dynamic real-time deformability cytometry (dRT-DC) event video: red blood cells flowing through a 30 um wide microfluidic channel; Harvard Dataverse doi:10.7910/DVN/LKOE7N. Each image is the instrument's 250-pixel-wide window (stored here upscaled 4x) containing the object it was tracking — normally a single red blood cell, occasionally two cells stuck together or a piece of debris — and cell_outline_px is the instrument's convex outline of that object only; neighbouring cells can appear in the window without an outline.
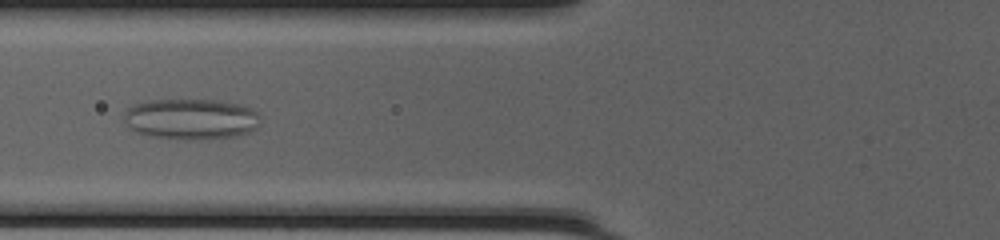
{"species": "common noctule bat (a hibernating species)", "species_latin": "Nyctalus noctula", "temperature_condition": "cold", "stored_images_in_passage": 43, "camera_frame_rate_fps": 3000, "um_per_image_px": 0.085, "animal": {"sex": "female", "body_mass_g": 20.0, "forearm_length_mm": 54.0}, "frame": {"image": 1, "passage_image": 12, "time_ms": 3.667, "image_size_px": [1000, 240], "cell_outline_px": [[256, 116], [252, 128], [244, 132], [232, 136], [188, 140], [184, 140], [148, 136], [132, 128], [124, 120], [124, 116], [128, 108], [144, 100], [216, 100], [244, 104], [256, 112]], "centroid_in_image_um": [16.15, 10.1], "position_along_channel_um": 109.7, "area_um2": 31.62}}
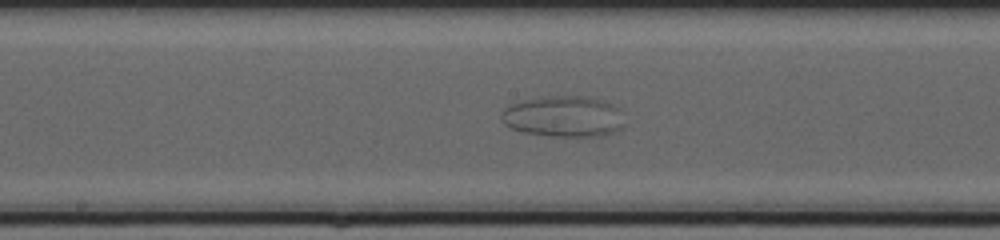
{"frame": {"image": 2, "passage_image": 19, "time_ms": 6.0, "image_size_px": [1000, 240], "cell_outline_px": [[620, 128], [604, 136], [552, 136], [524, 132], [512, 128], [504, 124], [500, 116], [504, 108], [512, 104], [524, 100], [540, 96], [588, 96], [612, 104], [620, 108]], "centroid_in_image_um": [47.86, 9.89], "position_along_channel_um": 200.3, "area_um2": 29.19}}
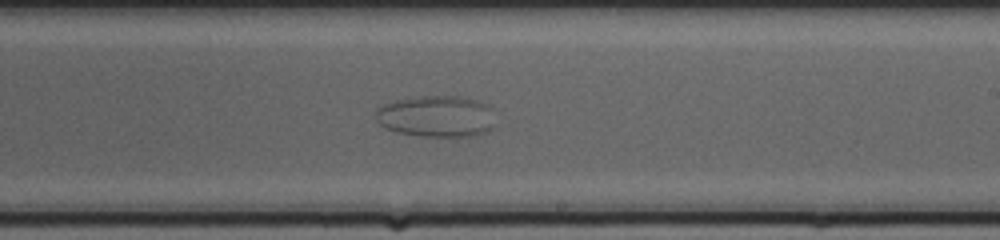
{"frame": {"image": 3, "passage_image": 23, "time_ms": 7.333, "image_size_px": [1000, 240], "cell_outline_px": [[488, 128], [484, 132], [468, 136], [420, 136], [400, 132], [388, 128], [380, 124], [376, 120], [376, 108], [384, 104], [396, 100], [416, 96], [460, 96], [480, 100], [484, 104]], "centroid_in_image_um": [36.92, 9.86], "position_along_channel_um": 252.1, "area_um2": 27.74}}